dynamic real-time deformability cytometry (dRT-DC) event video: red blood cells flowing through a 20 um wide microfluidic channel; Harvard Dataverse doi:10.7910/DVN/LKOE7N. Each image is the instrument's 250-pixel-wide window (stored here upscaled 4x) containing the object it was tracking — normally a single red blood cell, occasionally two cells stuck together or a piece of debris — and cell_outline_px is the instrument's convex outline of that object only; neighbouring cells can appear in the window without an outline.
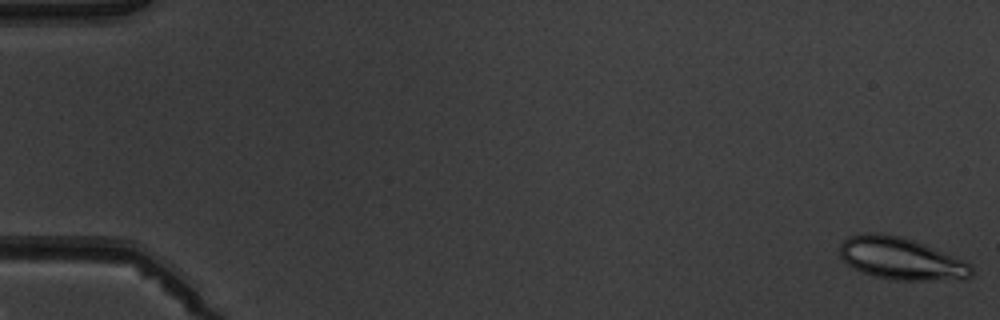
{"species": "common noctule bat (a hibernating species)", "species_latin": "Nyctalus noctula", "temperature_condition": "warm", "stored_images_in_passage": 4, "camera_frame_rate_fps": 3000, "um_per_image_px": 0.085, "animal": {"sex": "male", "body_mass_g": 19.5, "forearm_length_mm": 54.6}, "frame": {"image": 1, "passage_image": 1, "time_ms": 0.0, "image_size_px": [1000, 320], "cell_outline_px": [[972, 276], [960, 280], [896, 280], [872, 276], [860, 272], [848, 264], [840, 256], [840, 244], [848, 236], [868, 232], [880, 232], [900, 236], [924, 244], [964, 260], [972, 264]], "centroid_in_image_um": [76.59, 21.98], "position_along_channel_um": 8.4, "area_um2": 32.6}}